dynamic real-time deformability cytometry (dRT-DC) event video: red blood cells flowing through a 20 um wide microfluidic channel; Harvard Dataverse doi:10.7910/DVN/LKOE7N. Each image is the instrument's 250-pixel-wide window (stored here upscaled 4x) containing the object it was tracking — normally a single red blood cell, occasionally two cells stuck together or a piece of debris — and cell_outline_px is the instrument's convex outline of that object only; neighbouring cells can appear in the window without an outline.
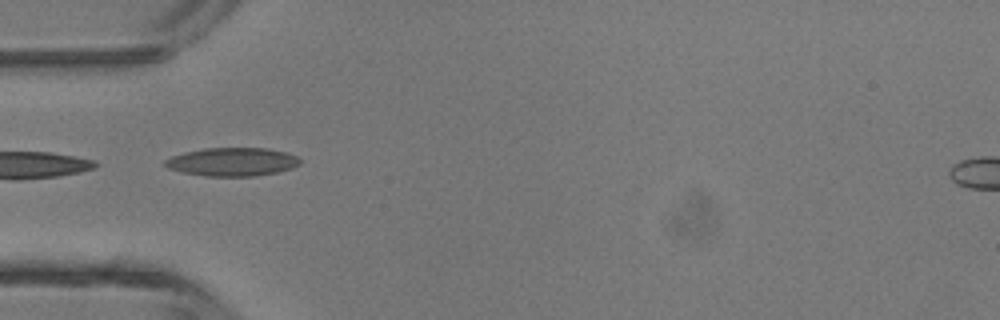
{"species": "common noctule bat (a hibernating species)", "species_latin": "Nyctalus noctula", "temperature_condition": "room temperature", "stored_images_in_passage": 5, "camera_frame_rate_fps": 3000, "um_per_image_px": 0.085, "animal": {"sex": "male", "body_mass_g": 13.3}, "frame": {"image": 1, "passage_image": 4, "time_ms": 1.0, "image_size_px": [1000, 320], "cell_outline_px": [[300, 164], [292, 168], [276, 172], [256, 176], [204, 176], [184, 172], [168, 168], [164, 164], [164, 160], [172, 156], [184, 152], [204, 148], [268, 148], [288, 152], [296, 156], [300, 160]], "centroid_in_image_um": [19.75, 13.75], "position_along_channel_um": 65.2, "area_um2": 22.37}}
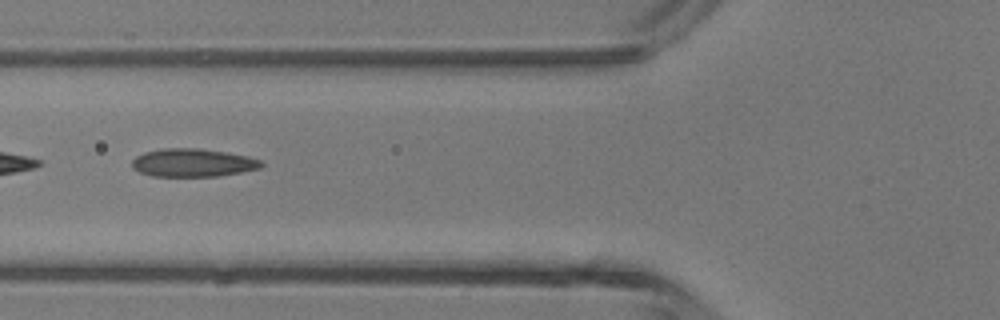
{"frame": {"image": 2, "passage_image": 5, "time_ms": 1.333, "image_size_px": [1000, 320], "cell_outline_px": [[264, 164], [260, 168], [220, 176], [152, 176], [140, 172], [132, 168], [132, 160], [136, 156], [144, 152], [160, 148], [200, 148], [248, 156], [260, 160]], "centroid_in_image_um": [16.37, 13.83], "position_along_channel_um": 109.4, "area_um2": 21.21}}